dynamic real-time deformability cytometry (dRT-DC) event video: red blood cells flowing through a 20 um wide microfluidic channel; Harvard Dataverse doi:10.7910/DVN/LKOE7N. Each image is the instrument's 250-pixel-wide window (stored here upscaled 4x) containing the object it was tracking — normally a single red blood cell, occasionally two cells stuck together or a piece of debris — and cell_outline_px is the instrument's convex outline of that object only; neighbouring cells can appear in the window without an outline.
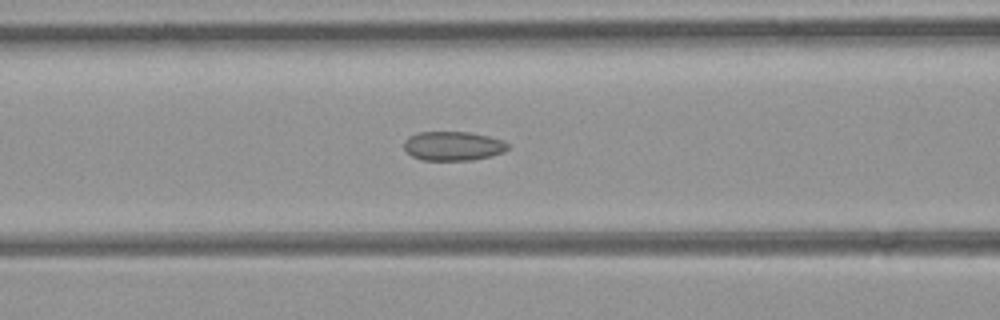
{"species": "common noctule bat (a hibernating species)", "species_latin": "Nyctalus noctula", "temperature_condition": "room temperature", "stored_images_in_passage": 38, "camera_frame_rate_fps": 3000, "um_per_image_px": 0.085, "animal": {"sex": "female", "body_mass_g": 21.9}, "frame": {"image": 1, "passage_image": 10, "time_ms": 3.0, "image_size_px": [1000, 320], "cell_outline_px": [[508, 148], [504, 152], [492, 156], [472, 160], [420, 160], [412, 156], [404, 148], [404, 140], [408, 136], [420, 132], [468, 132], [488, 136], [504, 140], [508, 144]], "centroid_in_image_um": [38.51, 12.41], "position_along_channel_um": 128.1, "area_um2": 17.74}}
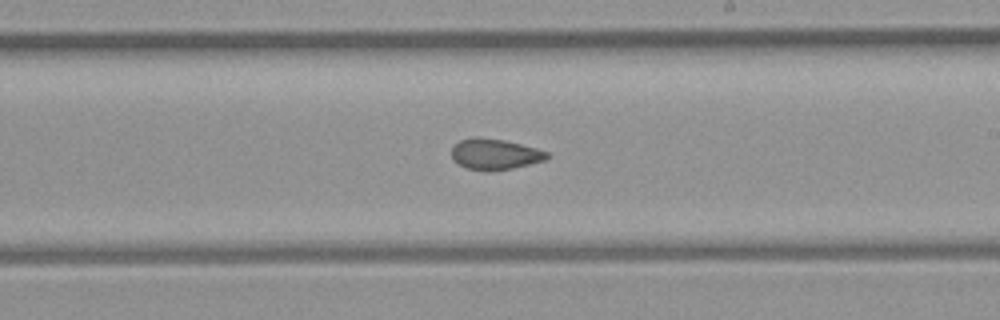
{"frame": {"image": 2, "passage_image": 18, "time_ms": 5.667, "image_size_px": [1000, 320], "cell_outline_px": [[552, 156], [544, 160], [512, 168], [488, 172], [484, 172], [468, 168], [452, 160], [452, 148], [460, 140], [472, 136], [476, 136], [504, 140], [536, 148], [548, 152]], "centroid_in_image_um": [42.05, 13.1], "position_along_channel_um": 246.9, "area_um2": 17.22}}
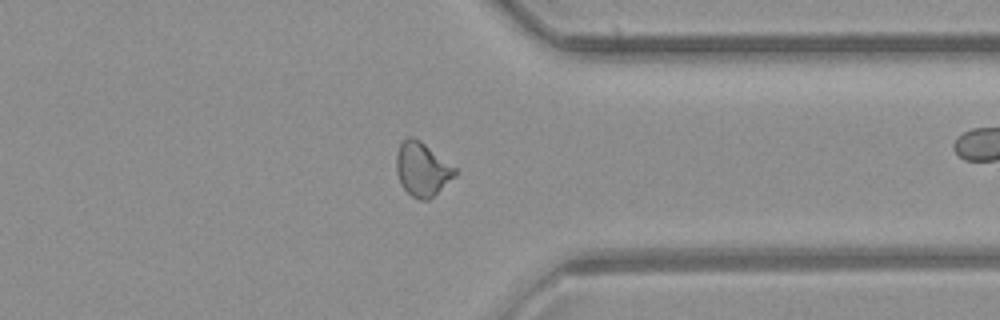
{"frame": {"image": 3, "passage_image": 27, "time_ms": 8.667, "image_size_px": [1000, 320], "cell_outline_px": [[460, 172], [456, 176], [428, 200], [420, 200], [412, 196], [400, 184], [396, 172], [396, 152], [400, 144], [408, 136], [412, 136], [420, 140], [456, 168]], "centroid_in_image_um": [35.88, 14.38], "position_along_channel_um": 375.5, "area_um2": 18.44}, "authors_computed_cell_mechanics": {"area_um2": 18.0336, "velocity_mm_per_s": 4.4493, "shape_relaxation_time_tau1_ms": null, "shape_relaxation_time_tau2_ms": 1.7892, "deformation_change_tau1": null, "deformation_change_tau2": 0.0508}}